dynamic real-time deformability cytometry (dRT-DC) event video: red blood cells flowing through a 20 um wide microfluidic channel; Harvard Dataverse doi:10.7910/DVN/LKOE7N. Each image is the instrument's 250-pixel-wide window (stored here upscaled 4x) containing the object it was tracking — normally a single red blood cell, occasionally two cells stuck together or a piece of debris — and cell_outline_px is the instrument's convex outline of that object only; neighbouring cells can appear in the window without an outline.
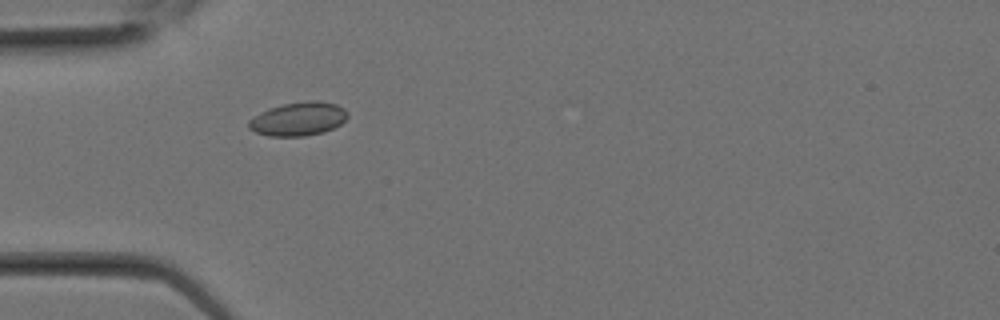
{"species": "Egyptian fruit bat (a non-hibernating species)", "species_latin": "Rousettus aegyptiacus", "temperature_condition": "room temperature", "stored_images_in_passage": 9, "camera_frame_rate_fps": 3000, "um_per_image_px": 0.085, "animal": {"sex": "female"}, "frame": {"image": 1, "passage_image": 1, "time_ms": 0.0, "image_size_px": [1000, 320], "cell_outline_px": [[348, 116], [340, 124], [324, 132], [304, 136], [268, 136], [256, 132], [248, 128], [248, 120], [252, 116], [268, 108], [284, 104], [312, 100], [316, 100], [336, 104], [344, 108], [348, 112]], "centroid_in_image_um": [25.33, 10.11], "position_along_channel_um": 59.7, "area_um2": 19.42}}
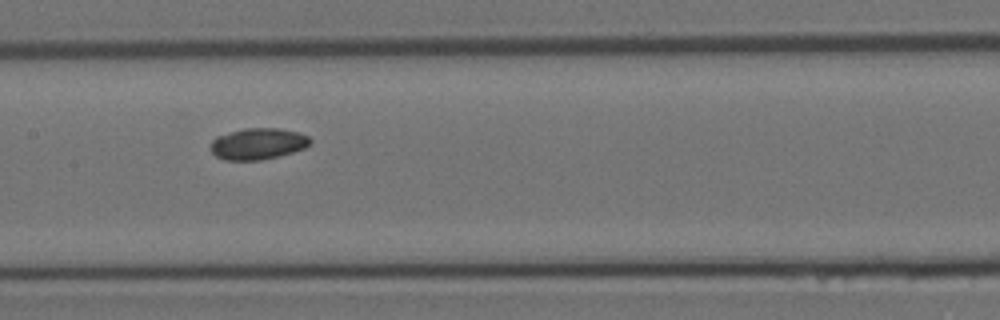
{"frame": {"image": 2, "passage_image": 6, "time_ms": 1.667, "image_size_px": [1000, 320], "cell_outline_px": [[312, 144], [304, 148], [292, 152], [260, 160], [224, 160], [216, 156], [208, 148], [208, 144], [216, 136], [244, 128], [276, 128], [300, 132], [308, 136], [312, 140]], "centroid_in_image_um": [21.9, 12.21], "position_along_channel_um": 185.5, "area_um2": 18.38}}
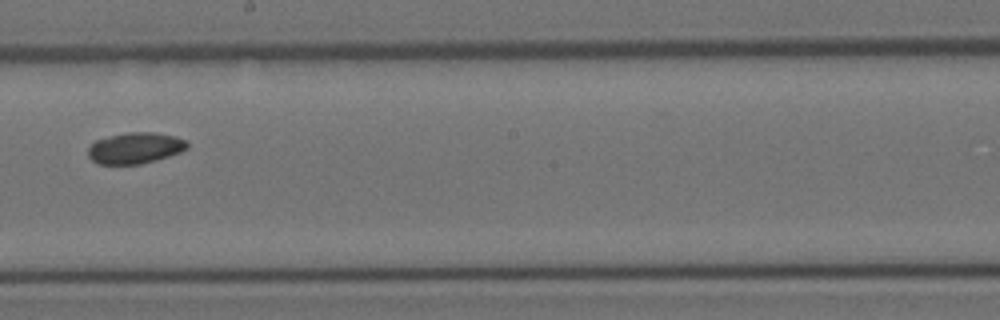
{"frame": {"image": 3, "passage_image": 8, "time_ms": 2.333, "image_size_px": [1000, 320], "cell_outline_px": [[188, 148], [180, 152], [156, 160], [140, 164], [96, 164], [88, 156], [88, 148], [96, 140], [128, 132], [152, 132], [172, 136], [184, 140], [188, 144]], "centroid_in_image_um": [11.46, 12.6], "position_along_channel_um": 236.7, "area_um2": 17.74}}